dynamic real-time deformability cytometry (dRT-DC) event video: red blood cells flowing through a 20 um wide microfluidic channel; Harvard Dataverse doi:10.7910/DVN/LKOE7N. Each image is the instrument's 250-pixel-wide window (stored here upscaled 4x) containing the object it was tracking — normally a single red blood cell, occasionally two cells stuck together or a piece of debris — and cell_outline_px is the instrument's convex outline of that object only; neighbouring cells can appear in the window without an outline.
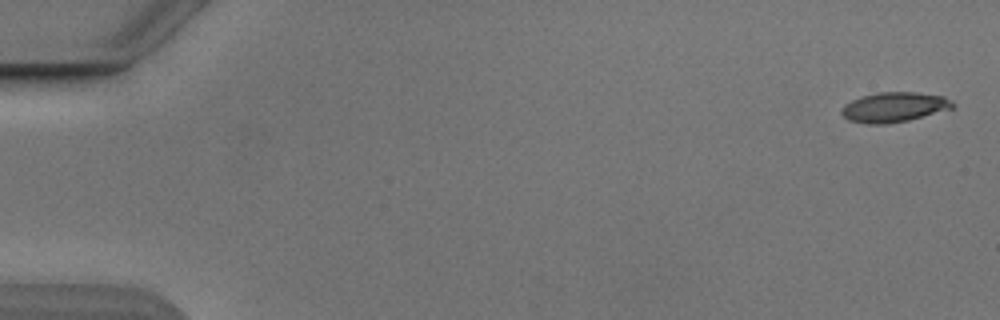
{"species": "Egyptian fruit bat (a non-hibernating species)", "species_latin": "Rousettus aegyptiacus", "temperature_condition": "cold", "stored_images_in_passage": 12, "camera_frame_rate_fps": 3000, "um_per_image_px": 0.085, "animal": {"sex": "male"}, "frame": {"image": 1, "passage_image": 1, "time_ms": 0.0, "image_size_px": [1000, 320], "cell_outline_px": [[956, 104], [952, 108], [908, 120], [888, 124], [868, 124], [848, 120], [840, 112], [840, 108], [844, 104], [860, 96], [876, 92], [916, 92], [944, 96], [952, 100]], "centroid_in_image_um": [75.97, 9.1], "position_along_channel_um": 9.0, "area_um2": 19.48}}